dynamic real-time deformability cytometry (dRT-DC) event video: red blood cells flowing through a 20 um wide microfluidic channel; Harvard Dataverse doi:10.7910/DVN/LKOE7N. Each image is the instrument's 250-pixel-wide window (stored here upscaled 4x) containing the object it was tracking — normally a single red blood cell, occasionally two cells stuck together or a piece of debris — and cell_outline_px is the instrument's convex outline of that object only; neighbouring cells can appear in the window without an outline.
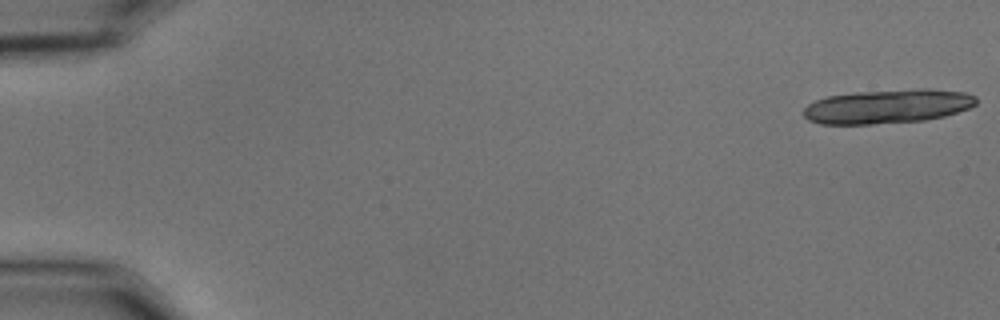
{"species": "common noctule bat (a hibernating species)", "species_latin": "Nyctalus noctula", "temperature_condition": "cold", "stored_images_in_passage": 22, "camera_frame_rate_fps": 3000, "um_per_image_px": 0.085, "animal": {"sex": "male", "body_mass_g": 15.6}, "frame": {"image": 1, "passage_image": 1, "time_ms": 0.0, "image_size_px": [1000, 320], "cell_outline_px": [[976, 104], [968, 108], [944, 116], [924, 120], [872, 124], [820, 124], [808, 120], [804, 116], [804, 108], [808, 104], [816, 100], [828, 96], [856, 92], [916, 88], [932, 88], [964, 92], [976, 96]], "centroid_in_image_um": [75.45, 9.03], "position_along_channel_um": 9.6, "area_um2": 34.39}}